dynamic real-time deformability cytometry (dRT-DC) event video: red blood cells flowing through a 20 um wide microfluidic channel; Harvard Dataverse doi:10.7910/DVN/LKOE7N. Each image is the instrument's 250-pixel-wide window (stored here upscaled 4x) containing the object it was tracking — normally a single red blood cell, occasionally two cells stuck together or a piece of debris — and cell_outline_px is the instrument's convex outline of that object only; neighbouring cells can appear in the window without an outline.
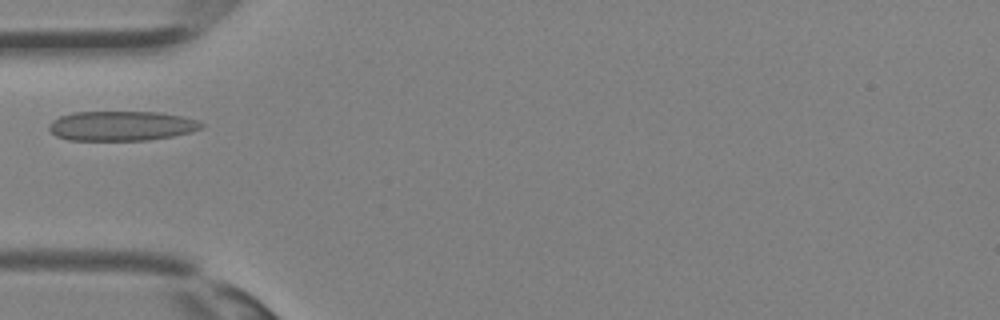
{"species": "Egyptian fruit bat (a non-hibernating species)", "species_latin": "Rousettus aegyptiacus", "temperature_condition": "room temperature", "stored_images_in_passage": 32, "camera_frame_rate_fps": 3000, "um_per_image_px": 0.085, "animal": {"sex": "female"}, "frame": {"image": 1, "passage_image": 8, "time_ms": 2.333, "image_size_px": [1000, 320], "cell_outline_px": [[204, 128], [192, 132], [172, 136], [148, 140], [68, 140], [56, 136], [48, 128], [48, 124], [52, 120], [60, 116], [72, 112], [160, 112], [200, 120], [204, 124]], "centroid_in_image_um": [10.34, 10.7], "position_along_channel_um": 74.7, "area_um2": 26.59}}
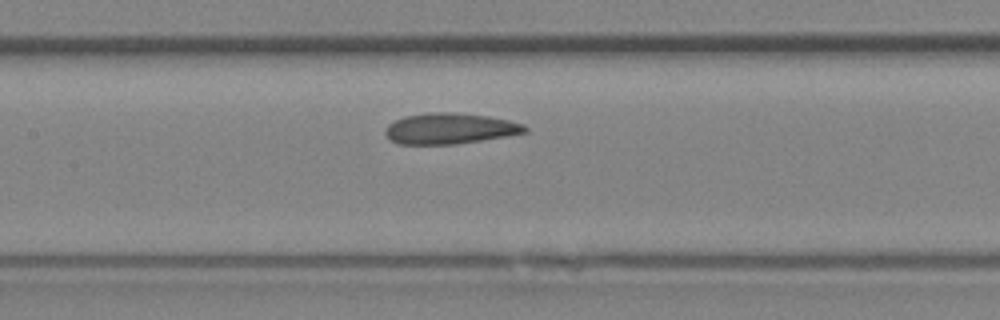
{"frame": {"image": 2, "passage_image": 13, "time_ms": 4.0, "image_size_px": [1000, 320], "cell_outline_px": [[528, 132], [480, 140], [452, 144], [400, 144], [392, 140], [384, 132], [388, 124], [404, 116], [428, 112], [456, 112], [488, 116], [508, 120], [524, 124], [528, 128]], "centroid_in_image_um": [38.24, 10.91], "position_along_channel_um": 169.2, "area_um2": 24.91}}
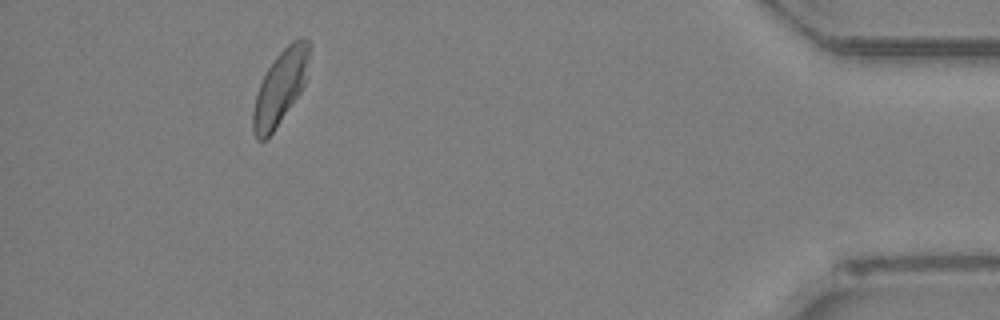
{"frame": {"image": 3, "passage_image": 29, "time_ms": 9.333, "image_size_px": [1000, 320], "cell_outline_px": [[312, 48], [304, 84], [300, 92], [272, 132], [264, 140], [256, 140], [252, 132], [252, 112], [256, 96], [260, 84], [268, 68], [276, 56], [292, 40], [300, 36], [304, 36], [312, 44]], "centroid_in_image_um": [23.84, 7.36], "position_along_channel_um": 411.4, "area_um2": 24.22}}